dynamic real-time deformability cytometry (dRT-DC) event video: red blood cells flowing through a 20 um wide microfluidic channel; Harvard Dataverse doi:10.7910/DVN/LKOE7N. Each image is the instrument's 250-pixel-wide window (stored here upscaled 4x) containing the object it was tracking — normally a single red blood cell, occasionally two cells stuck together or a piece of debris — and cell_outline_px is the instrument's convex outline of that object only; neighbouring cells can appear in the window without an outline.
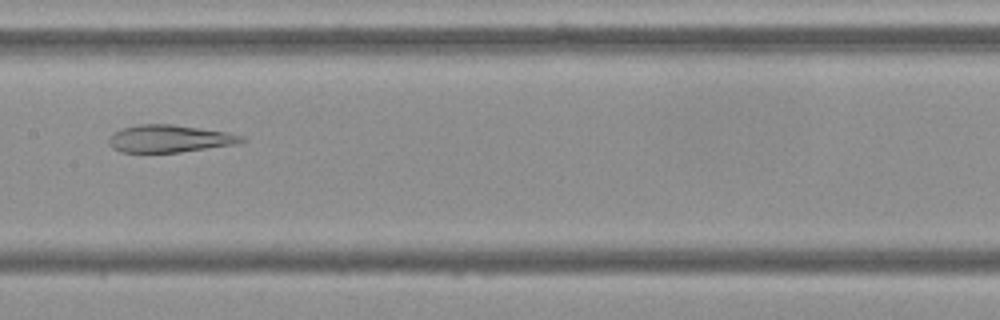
{"species": "Egyptian fruit bat (a non-hibernating species)", "species_latin": "Rousettus aegyptiacus", "temperature_condition": "cold", "stored_images_in_passage": 44, "camera_frame_rate_fps": 3000, "um_per_image_px": 0.085, "frame": {"image": 1, "passage_image": 17, "time_ms": 5.333, "image_size_px": [1000, 320], "cell_outline_px": [[248, 140], [236, 144], [180, 152], [120, 152], [112, 148], [108, 144], [108, 136], [112, 132], [124, 128], [140, 124], [172, 124], [224, 132], [244, 136]], "centroid_in_image_um": [14.37, 11.79], "position_along_channel_um": 193.0, "area_um2": 21.15}}
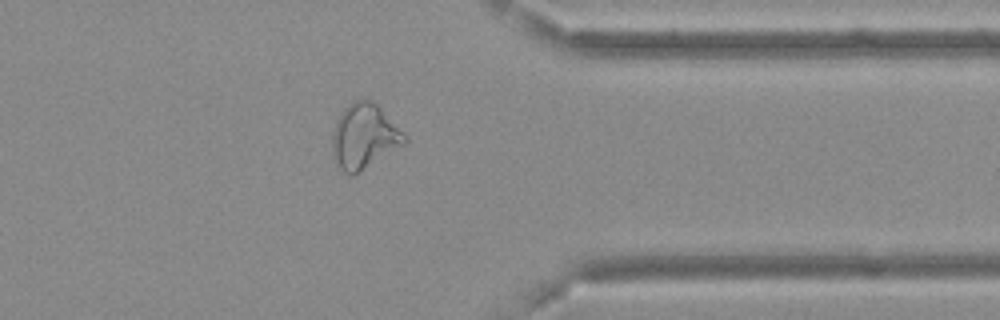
{"frame": {"image": 2, "passage_image": 33, "time_ms": 10.667, "image_size_px": [1000, 320], "cell_outline_px": [[408, 140], [404, 144], [352, 176], [344, 172], [332, 160], [332, 132], [336, 120], [344, 108], [356, 100], [372, 100], [408, 136]], "centroid_in_image_um": [30.93, 11.61], "position_along_channel_um": 380.5, "area_um2": 27.17}}
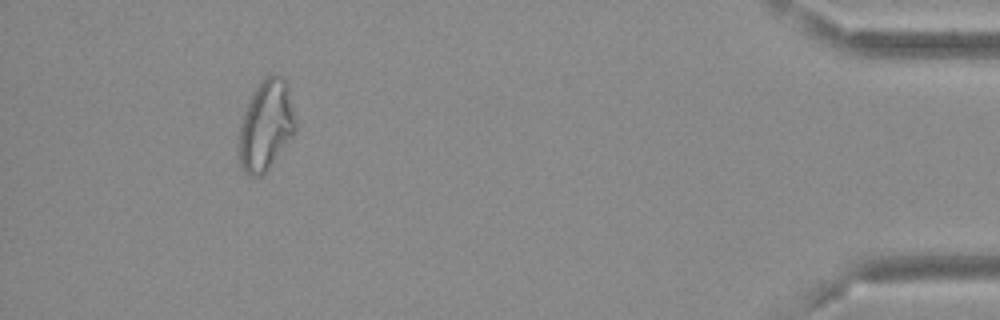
{"frame": {"image": 3, "passage_image": 40, "time_ms": 13.0, "image_size_px": [1000, 320], "cell_outline_px": [[296, 128], [292, 136], [268, 168], [260, 176], [248, 176], [244, 172], [240, 164], [240, 124], [244, 112], [252, 92], [260, 80], [272, 72], [284, 76], [288, 84], [296, 124]], "centroid_in_image_um": [22.62, 10.58], "position_along_channel_um": 412.6, "area_um2": 29.65}, "authors_computed_cell_mechanics": {"area_um2": 25.8077, "velocity_mm_per_s": 3.6832, "shape_relaxation_time_tau1_ms": null, "shape_relaxation_time_tau2_ms": 3.1252, "deformation_change_tau1": null, "deformation_change_tau2": 0.0888}}